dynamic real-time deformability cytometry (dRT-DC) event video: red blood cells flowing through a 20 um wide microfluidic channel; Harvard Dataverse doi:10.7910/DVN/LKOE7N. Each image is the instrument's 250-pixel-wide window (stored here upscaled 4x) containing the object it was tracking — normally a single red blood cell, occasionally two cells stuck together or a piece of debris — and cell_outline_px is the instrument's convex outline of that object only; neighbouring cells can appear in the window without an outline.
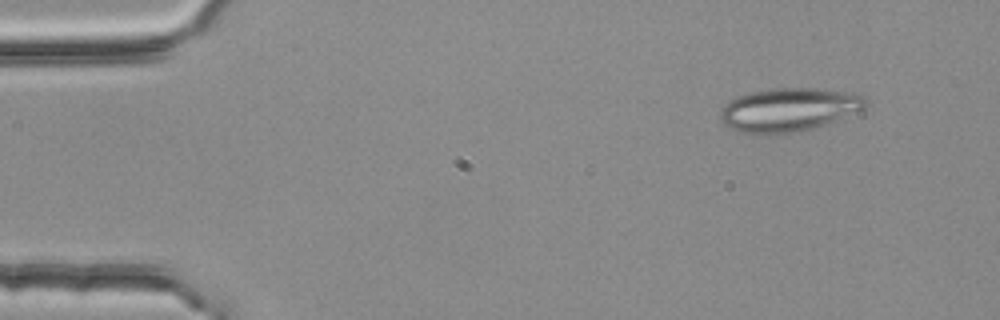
{"species": "common noctule bat (a hibernating species)", "species_latin": "Nyctalus noctula", "temperature_condition": "room temperature", "stored_images_in_passage": 4, "camera_frame_rate_fps": 3000, "um_per_image_px": 0.085, "animal": {"sex": "female", "body_mass_g": 25.1}, "frame": {"image": 1, "passage_image": 1, "time_ms": 0.0, "image_size_px": [1000, 320], "cell_outline_px": [[868, 104], [864, 108], [824, 124], [800, 132], [744, 132], [732, 128], [724, 124], [720, 120], [720, 112], [732, 100], [740, 96], [752, 92], [776, 88], [816, 88], [860, 92], [868, 100]], "centroid_in_image_um": [67.14, 9.28], "position_along_channel_um": 17.9, "area_um2": 36.07}}